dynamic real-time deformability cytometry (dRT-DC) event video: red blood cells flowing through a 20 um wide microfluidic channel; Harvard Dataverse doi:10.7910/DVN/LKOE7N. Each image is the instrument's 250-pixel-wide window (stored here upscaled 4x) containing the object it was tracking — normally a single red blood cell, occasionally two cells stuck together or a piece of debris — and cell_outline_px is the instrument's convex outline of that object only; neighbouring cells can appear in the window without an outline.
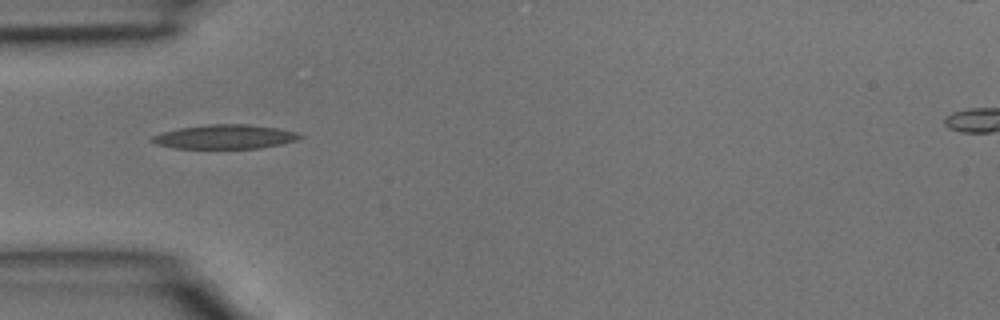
{"species": "common noctule bat (a hibernating species)", "species_latin": "Nyctalus noctula", "temperature_condition": "room temperature", "stored_images_in_passage": 2, "camera_frame_rate_fps": 3000, "um_per_image_px": 0.085, "animal": {"sex": "male", "body_mass_g": 15.6}, "frame": {"image": 1, "passage_image": 1, "time_ms": 0.0, "image_size_px": [1000, 320], "cell_outline_px": [[304, 136], [296, 140], [280, 144], [260, 148], [172, 148], [156, 144], [148, 140], [152, 136], [160, 132], [176, 128], [208, 124], [248, 124], [276, 128], [296, 132]], "centroid_in_image_um": [19.04, 11.62], "position_along_channel_um": 66.0, "area_um2": 20.92}}